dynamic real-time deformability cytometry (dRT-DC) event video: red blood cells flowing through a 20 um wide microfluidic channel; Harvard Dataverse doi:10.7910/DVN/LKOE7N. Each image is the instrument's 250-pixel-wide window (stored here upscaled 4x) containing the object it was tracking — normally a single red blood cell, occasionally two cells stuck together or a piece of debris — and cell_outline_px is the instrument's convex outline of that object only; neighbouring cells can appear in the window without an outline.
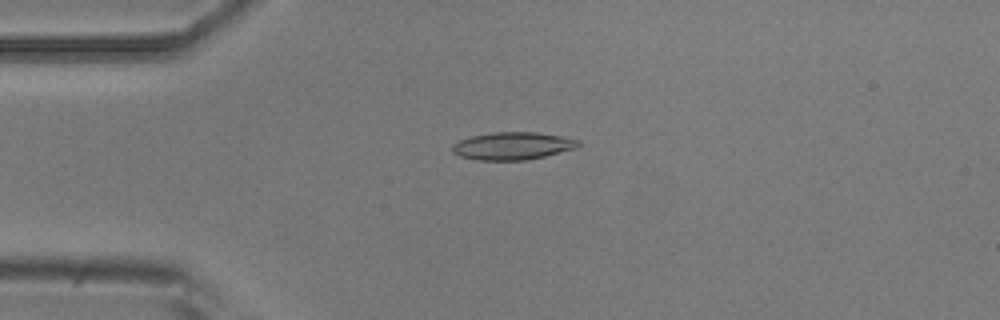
{"species": "common noctule bat (a hibernating species)", "species_latin": "Nyctalus noctula", "temperature_condition": "room temperature", "stored_images_in_passage": 4, "camera_frame_rate_fps": 3000, "um_per_image_px": 0.085, "animal": {"sex": "male", "body_mass_g": 20.5, "forearm_length_mm": 52.5}, "frame": {"image": 1, "passage_image": 3, "time_ms": 2.333, "image_size_px": [1000, 320], "cell_outline_px": [[580, 144], [576, 148], [528, 160], [476, 160], [460, 156], [452, 152], [452, 144], [460, 140], [472, 136], [492, 132], [536, 132], [560, 136], [580, 140]], "centroid_in_image_um": [43.56, 12.4], "position_along_channel_um": 41.4, "area_um2": 20.23}}